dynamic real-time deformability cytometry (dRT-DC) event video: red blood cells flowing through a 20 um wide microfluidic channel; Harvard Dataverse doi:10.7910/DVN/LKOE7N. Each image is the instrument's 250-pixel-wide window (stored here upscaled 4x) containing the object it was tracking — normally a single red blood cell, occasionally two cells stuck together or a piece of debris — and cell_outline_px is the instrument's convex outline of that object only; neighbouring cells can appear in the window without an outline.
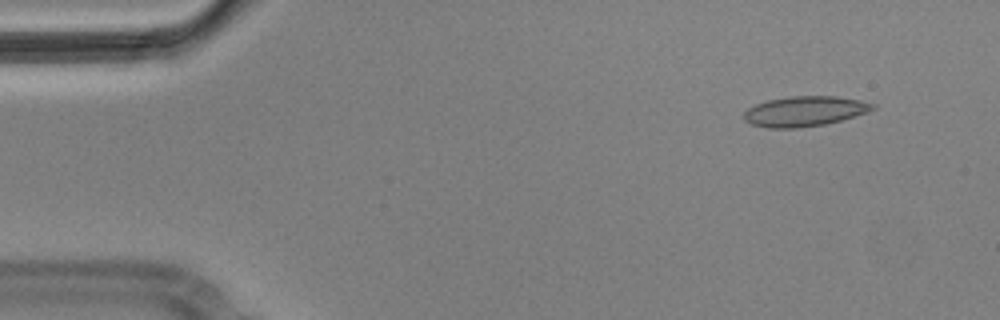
{"species": "Egyptian fruit bat (a non-hibernating species)", "species_latin": "Rousettus aegyptiacus", "temperature_condition": "cold", "stored_images_in_passage": 5, "camera_frame_rate_fps": 3000, "um_per_image_px": 0.085, "animal": {"sex": "male"}, "frame": {"image": 1, "passage_image": 1, "time_ms": 0.0, "image_size_px": [1000, 320], "cell_outline_px": [[876, 108], [868, 112], [840, 120], [824, 124], [796, 128], [768, 128], [752, 124], [744, 120], [744, 112], [748, 108], [756, 104], [768, 100], [792, 96], [836, 96], [860, 100], [876, 104]], "centroid_in_image_um": [68.4, 9.45], "position_along_channel_um": 16.6, "area_um2": 22.48}}
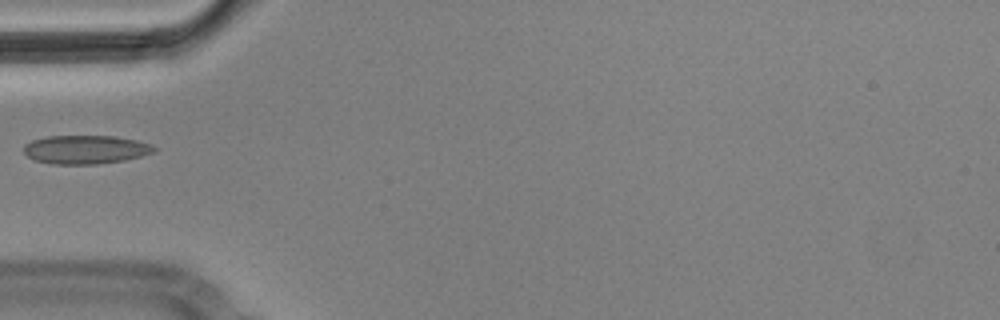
{"frame": {"image": 2, "passage_image": 4, "time_ms": 1.0, "image_size_px": [1000, 320], "cell_outline_px": [[160, 148], [156, 152], [124, 160], [96, 164], [52, 164], [36, 160], [28, 156], [24, 152], [24, 144], [32, 140], [48, 136], [116, 136], [136, 140], [152, 144]], "centroid_in_image_um": [7.32, 12.7], "position_along_channel_um": 77.7, "area_um2": 21.85}}